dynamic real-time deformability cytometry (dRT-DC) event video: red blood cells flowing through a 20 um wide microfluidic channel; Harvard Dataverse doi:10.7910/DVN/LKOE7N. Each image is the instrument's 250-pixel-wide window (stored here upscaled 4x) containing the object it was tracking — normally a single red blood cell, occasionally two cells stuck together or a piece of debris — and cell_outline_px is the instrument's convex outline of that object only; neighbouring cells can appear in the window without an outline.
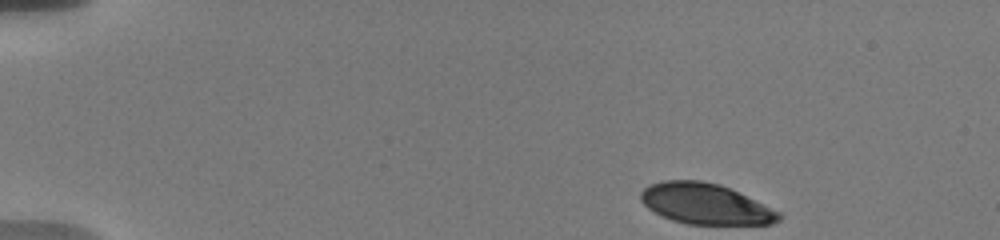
{"species": "human", "species_latin": "Homo sapiens", "temperature_condition": "warm", "stored_images_in_passage": 49, "camera_frame_rate_fps": 3000, "um_per_image_px": 0.085, "donor": {"sex": "male"}, "frame": {"image": 1, "passage_image": 1, "time_ms": 0.0, "image_size_px": [1000, 240], "cell_outline_px": [[784, 216], [780, 220], [772, 224], [688, 224], [672, 220], [648, 208], [640, 200], [640, 192], [648, 184], [664, 180], [700, 180], [720, 184], [780, 212]], "centroid_in_image_um": [59.95, 17.32], "position_along_channel_um": 25.1, "area_um2": 32.6}}
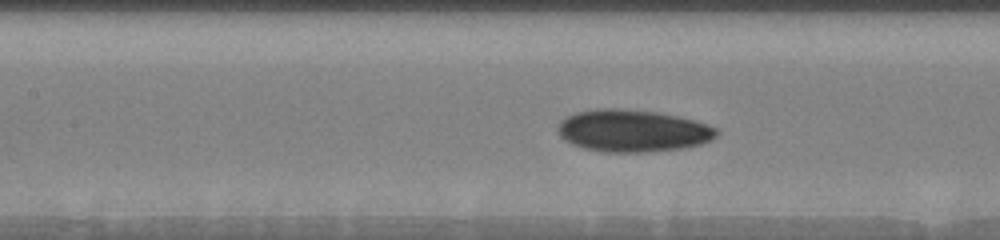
{"frame": {"image": 2, "passage_image": 20, "time_ms": 6.333, "image_size_px": [1000, 240], "cell_outline_px": [[720, 132], [712, 140], [700, 144], [684, 148], [648, 152], [604, 152], [584, 148], [572, 144], [564, 140], [560, 136], [556, 128], [560, 120], [564, 116], [576, 112], [596, 108], [616, 108], [660, 112], [696, 120], [708, 124], [716, 128]], "centroid_in_image_um": [53.77, 11.11], "position_along_channel_um": 153.6, "area_um2": 39.59}}
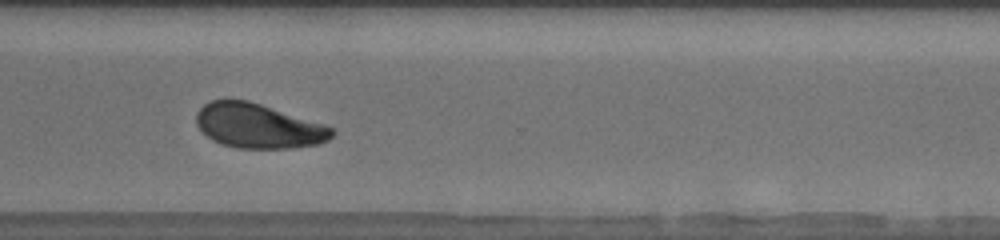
{"frame": {"image": 3, "passage_image": 36, "time_ms": 11.667, "image_size_px": [1000, 240], "cell_outline_px": [[336, 132], [328, 140], [320, 144], [288, 148], [236, 148], [220, 144], [212, 140], [196, 124], [196, 112], [204, 104], [212, 100], [248, 100], [332, 128]], "centroid_in_image_um": [21.91, 10.72], "position_along_channel_um": 348.7, "area_um2": 34.68}, "authors_computed_cell_mechanics": {"area_um2": 36.1828, "velocity_mm_per_s": 3.6654, "shape_relaxation_time_tau1_ms": 3.804, "shape_relaxation_time_tau2_ms": 3.0744, "deformation_change_tau1": 0.1396, "deformation_change_tau2": 0.0758}}